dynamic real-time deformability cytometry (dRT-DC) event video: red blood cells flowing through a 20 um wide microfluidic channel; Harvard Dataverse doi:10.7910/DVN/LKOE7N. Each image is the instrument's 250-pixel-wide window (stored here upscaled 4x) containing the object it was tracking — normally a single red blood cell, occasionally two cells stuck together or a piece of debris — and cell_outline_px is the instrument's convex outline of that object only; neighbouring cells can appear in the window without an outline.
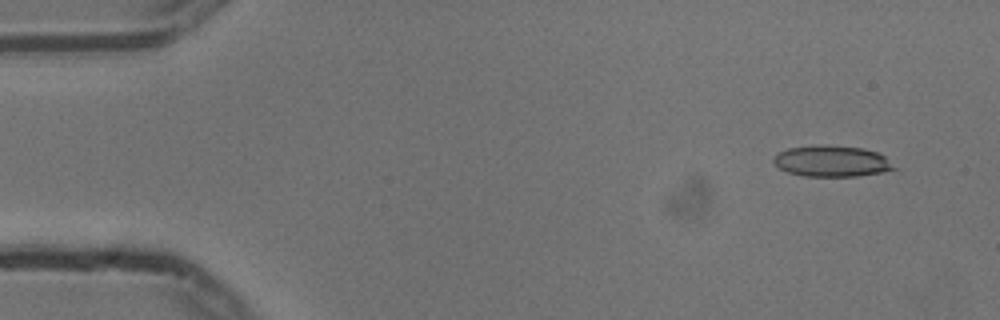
{"species": "common noctule bat (a hibernating species)", "species_latin": "Nyctalus noctula", "temperature_condition": "cold", "stored_images_in_passage": 54, "camera_frame_rate_fps": 3000, "um_per_image_px": 0.085, "animal": {"sex": "male", "body_mass_g": 13.3}, "frame": {"image": 1, "passage_image": 4, "time_ms": 1.0, "image_size_px": [1000, 320], "cell_outline_px": [[896, 168], [880, 172], [856, 176], [804, 176], [788, 172], [780, 168], [772, 160], [772, 156], [776, 152], [788, 148], [820, 144], [824, 144], [864, 148], [876, 152], [884, 156]], "centroid_in_image_um": [70.63, 13.68], "position_along_channel_um": 14.4, "area_um2": 21.85}}
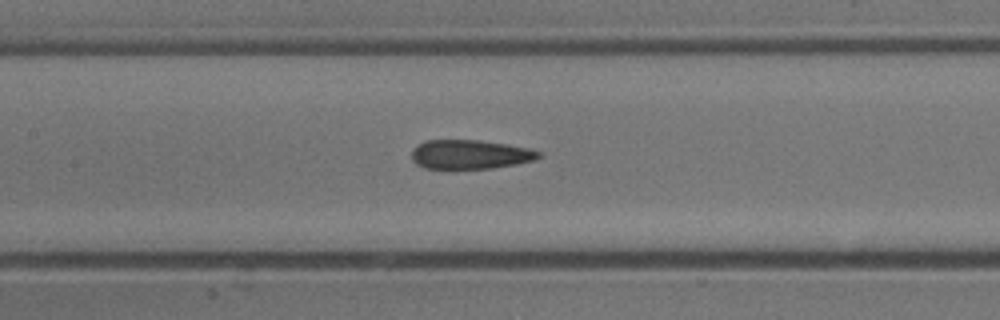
{"frame": {"image": 2, "passage_image": 25, "time_ms": 8.0, "image_size_px": [1000, 320], "cell_outline_px": [[544, 156], [536, 160], [516, 164], [492, 168], [424, 168], [416, 164], [412, 160], [412, 148], [416, 144], [424, 140], [480, 140], [508, 144], [532, 148], [540, 152]], "centroid_in_image_um": [39.99, 13.11], "position_along_channel_um": 167.4, "area_um2": 21.91}}
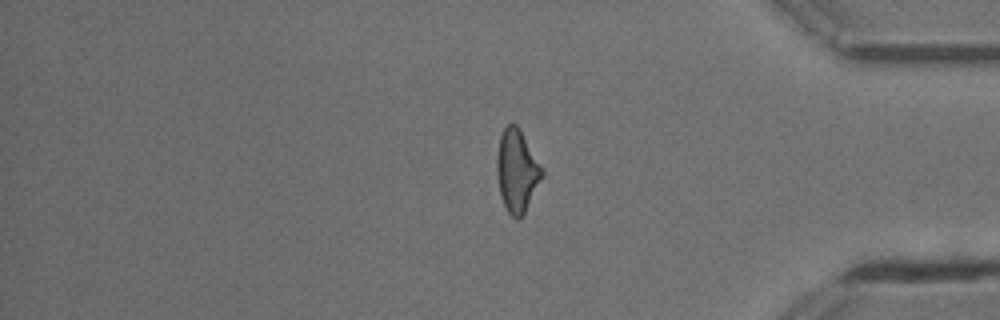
{"frame": {"image": 3, "passage_image": 45, "time_ms": 14.667, "image_size_px": [1000, 320], "cell_outline_px": [[544, 176], [524, 216], [520, 220], [516, 220], [508, 212], [500, 196], [496, 172], [496, 156], [500, 136], [504, 128], [512, 120], [520, 128], [544, 168]], "centroid_in_image_um": [43.96, 14.53], "position_along_channel_um": 391.2, "area_um2": 22.54}, "authors_computed_cell_mechanics": {"area_um2": 22.4264, "velocity_mm_per_s": 3.7476, "shape_relaxation_time_tau1_ms": 9.5067, "shape_relaxation_time_tau2_ms": 2.5514, "deformation_change_tau1": 0.2055, "deformation_change_tau2": 0.1095}}